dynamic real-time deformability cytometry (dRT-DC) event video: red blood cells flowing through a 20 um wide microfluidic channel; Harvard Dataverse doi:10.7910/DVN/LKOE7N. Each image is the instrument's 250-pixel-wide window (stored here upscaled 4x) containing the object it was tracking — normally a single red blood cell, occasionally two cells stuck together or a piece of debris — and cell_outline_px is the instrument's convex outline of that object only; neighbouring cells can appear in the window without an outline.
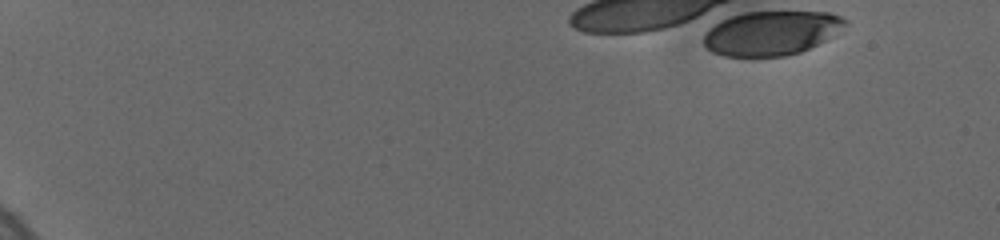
{"species": "human", "species_latin": "Homo sapiens", "temperature_condition": "cold", "stored_images_in_passage": 1, "camera_frame_rate_fps": 3000, "um_per_image_px": 0.085, "donor": {"sex": "female"}, "frame": {"image": 1, "passage_image": 1, "time_ms": 0.0, "image_size_px": [1000, 240], "cell_outline_px": [[848, 24], [824, 40], [800, 52], [784, 56], [724, 56], [712, 52], [704, 44], [704, 36], [716, 24], [732, 12], [828, 12], [840, 16], [848, 20]], "centroid_in_image_um": [65.55, 2.79], "position_along_channel_um": 19.5, "area_um2": 36.24}}